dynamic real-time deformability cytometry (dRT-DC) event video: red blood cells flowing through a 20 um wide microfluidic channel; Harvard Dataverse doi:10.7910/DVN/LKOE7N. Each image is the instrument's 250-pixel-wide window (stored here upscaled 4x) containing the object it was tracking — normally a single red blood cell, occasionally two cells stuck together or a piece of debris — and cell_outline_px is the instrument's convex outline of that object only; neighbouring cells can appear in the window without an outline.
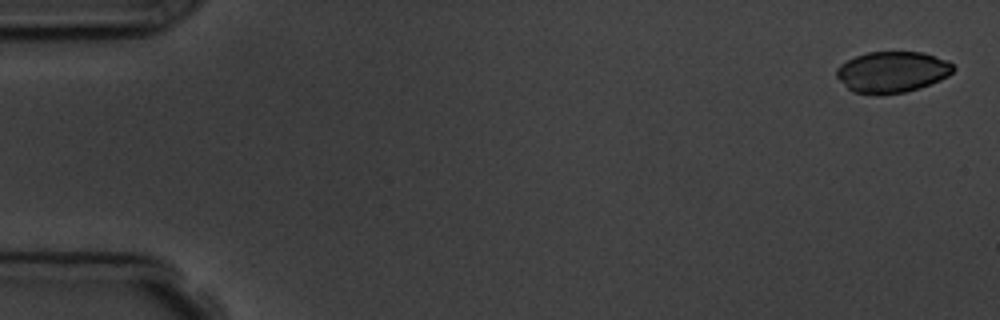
{"species": "common noctule bat (a hibernating species)", "species_latin": "Nyctalus noctula", "temperature_condition": "room temperature", "stored_images_in_passage": 6, "segment_of_instrument_passage": [2, 2], "camera_frame_rate_fps": 3000, "um_per_image_px": 0.085, "animal": {"sex": "male", "body_mass_g": 19.5, "forearm_length_mm": 54.6}, "frame": {"image": 1, "passage_image": 6, "time_ms": 6.0, "image_size_px": [1000, 320], "cell_outline_px": [[956, 68], [948, 76], [940, 80], [920, 88], [904, 92], [880, 96], [876, 96], [852, 92], [836, 76], [836, 68], [840, 64], [856, 56], [868, 52], [920, 52], [948, 60]], "centroid_in_image_um": [75.82, 6.14], "position_along_channel_um": 9.2, "area_um2": 28.21}}